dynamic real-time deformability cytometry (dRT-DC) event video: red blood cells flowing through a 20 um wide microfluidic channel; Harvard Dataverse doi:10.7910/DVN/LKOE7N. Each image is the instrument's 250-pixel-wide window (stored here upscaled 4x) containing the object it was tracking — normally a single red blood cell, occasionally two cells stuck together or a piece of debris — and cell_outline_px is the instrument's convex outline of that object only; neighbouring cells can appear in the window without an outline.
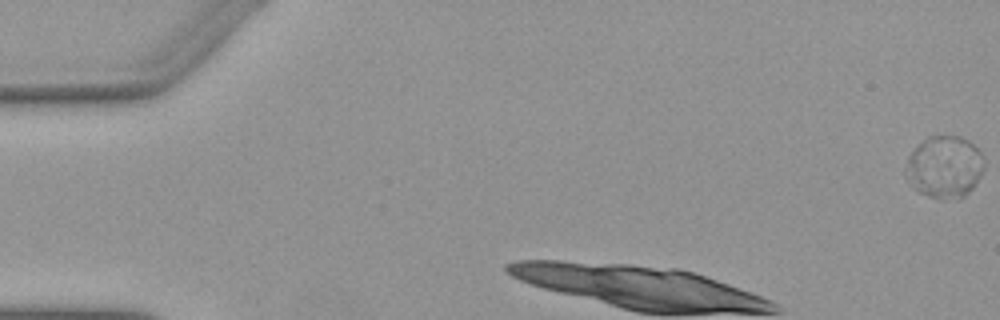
{"species": "Egyptian fruit bat (a non-hibernating species)", "species_latin": "Rousettus aegyptiacus", "temperature_condition": "warm", "stored_images_in_passage": 34, "camera_frame_rate_fps": 3000, "um_per_image_px": 0.085, "animal": {"sex": "female"}, "frame": {"image": 1, "passage_image": 1, "time_ms": 0.0, "image_size_px": [1000, 320], "cell_outline_px": [[984, 168], [972, 188], [964, 196], [944, 200], [940, 200], [920, 192], [904, 176], [904, 168], [908, 156], [928, 136], [960, 136], [968, 140], [984, 156]], "centroid_in_image_um": [80.27, 14.19], "position_along_channel_um": 4.7, "area_um2": 28.21}}
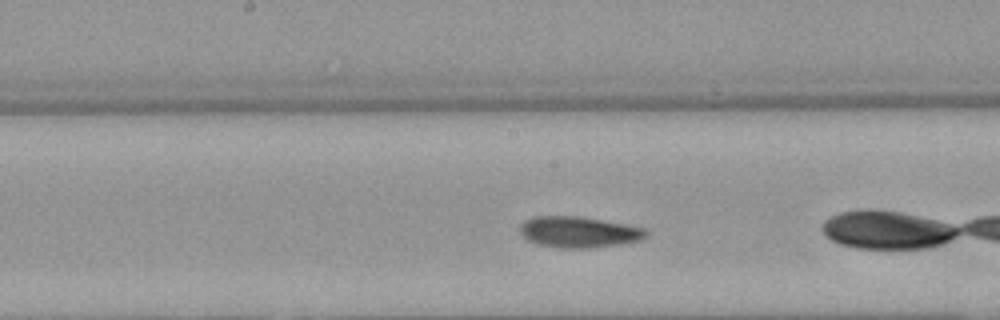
{"frame": {"image": 2, "passage_image": 17, "time_ms": 5.333, "image_size_px": [1000, 320], "cell_outline_px": [[648, 232], [640, 240], [620, 244], [592, 248], [560, 248], [536, 244], [528, 240], [520, 232], [520, 224], [524, 220], [532, 216], [580, 216], [624, 224], [644, 228]], "centroid_in_image_um": [49.15, 19.72], "position_along_channel_um": 199.1, "area_um2": 22.83}}
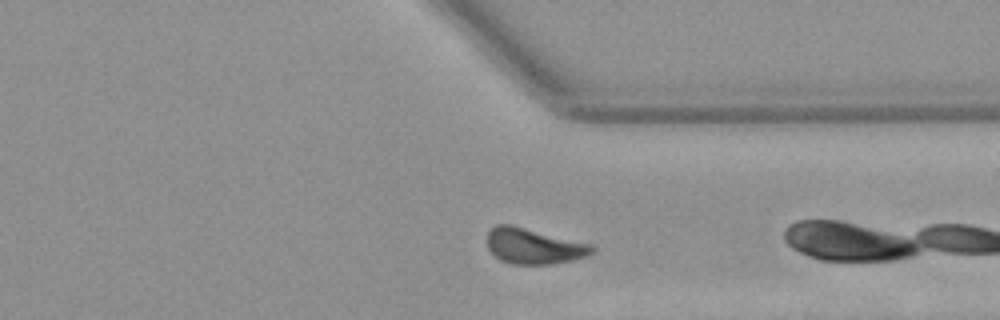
{"frame": {"image": 3, "passage_image": 30, "time_ms": 9.667, "image_size_px": [1000, 320], "cell_outline_px": [[596, 248], [592, 252], [584, 256], [572, 260], [552, 264], [512, 264], [500, 260], [488, 248], [488, 232], [496, 224], [512, 224], [592, 244]], "centroid_in_image_um": [45.36, 20.91], "position_along_channel_um": 366.0, "area_um2": 21.73}, "authors_computed_cell_mechanics": {"area_um2": 22.4264, "velocity_mm_per_s": 3.857, "shape_relaxation_time_tau1_ms": 8.7317, "shape_relaxation_time_tau2_ms": 7.397, "deformation_change_tau1": 0.1452, "deformation_change_tau2": 0.1092}}